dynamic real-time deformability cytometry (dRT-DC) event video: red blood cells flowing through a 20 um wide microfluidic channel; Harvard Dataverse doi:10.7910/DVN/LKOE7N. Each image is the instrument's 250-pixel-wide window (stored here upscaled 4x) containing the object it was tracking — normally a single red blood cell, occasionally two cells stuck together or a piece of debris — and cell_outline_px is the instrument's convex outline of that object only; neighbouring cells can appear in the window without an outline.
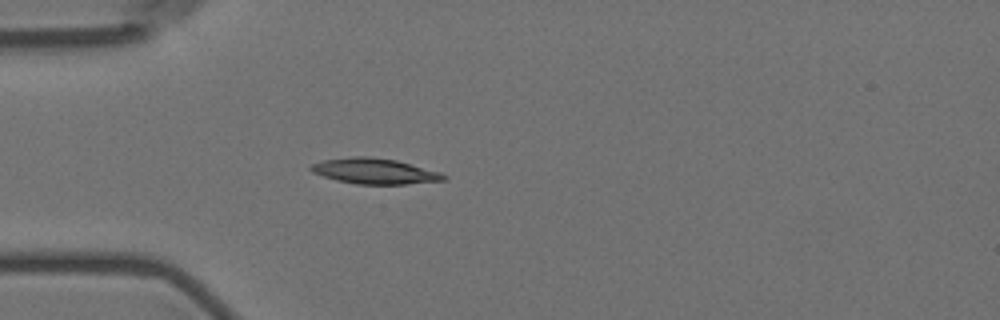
{"species": "Egyptian fruit bat (a non-hibernating species)", "species_latin": "Rousettus aegyptiacus", "temperature_condition": "room temperature", "stored_images_in_passage": 5, "camera_frame_rate_fps": 3000, "um_per_image_px": 0.085, "animal": {"sex": "female"}, "frame": {"image": 1, "passage_image": 5, "time_ms": 4.667, "image_size_px": [1000, 320], "cell_outline_px": [[448, 176], [444, 180], [408, 184], [356, 184], [336, 180], [312, 172], [308, 168], [312, 164], [324, 160], [352, 156], [368, 156], [396, 160], [440, 172]], "centroid_in_image_um": [31.83, 14.54], "position_along_channel_um": 53.2, "area_um2": 19.71}}